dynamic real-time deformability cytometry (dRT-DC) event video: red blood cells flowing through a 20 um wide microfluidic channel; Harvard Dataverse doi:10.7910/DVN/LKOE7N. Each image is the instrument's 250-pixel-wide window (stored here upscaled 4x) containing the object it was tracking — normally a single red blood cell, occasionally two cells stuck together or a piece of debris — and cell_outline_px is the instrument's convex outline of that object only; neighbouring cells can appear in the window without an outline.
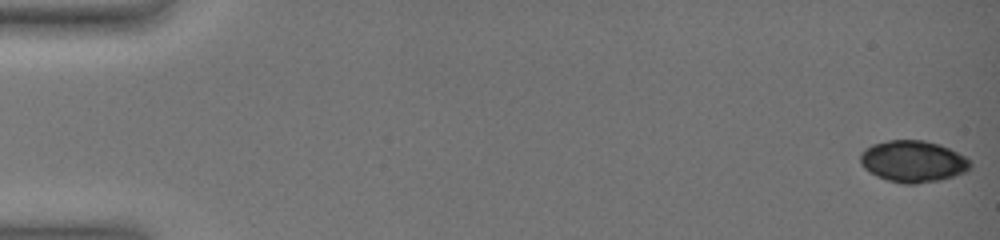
{"species": "common noctule bat (a hibernating species)", "species_latin": "Nyctalus noctula", "temperature_condition": "warm", "stored_images_in_passage": 37, "camera_frame_rate_fps": 3000, "um_per_image_px": 0.085, "animal": {"sex": "female", "body_mass_g": 19.0, "forearm_length_mm": 51.5}, "frame": {"image": 1, "passage_image": 1, "time_ms": 0.0, "image_size_px": [1000, 240], "cell_outline_px": [[972, 164], [968, 172], [940, 180], [916, 184], [904, 184], [888, 180], [876, 176], [868, 172], [860, 164], [860, 152], [864, 148], [872, 144], [888, 140], [924, 140], [940, 144], [972, 160]], "centroid_in_image_um": [77.6, 13.72], "position_along_channel_um": 7.4, "area_um2": 27.05}}
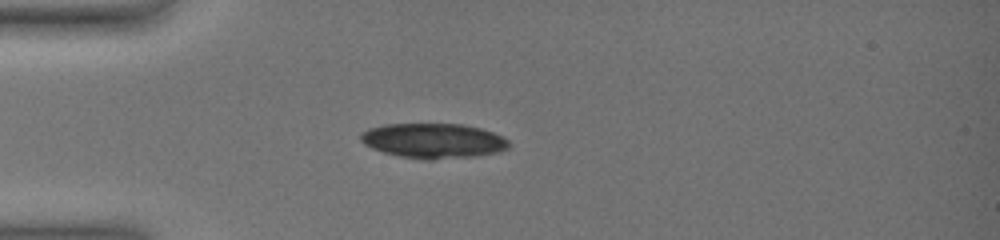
{"frame": {"image": 2, "passage_image": 25, "time_ms": 5.333, "image_size_px": [1000, 240], "cell_outline_px": [[512, 144], [508, 148], [496, 152], [476, 156], [432, 160], [424, 160], [400, 156], [384, 152], [372, 148], [364, 144], [360, 140], [360, 132], [368, 128], [384, 124], [464, 124], [480, 128], [504, 136]], "centroid_in_image_um": [36.84, 11.96], "position_along_channel_um": 48.2, "area_um2": 30.4}}
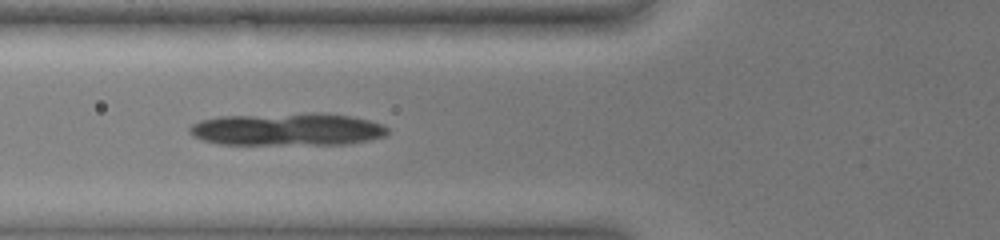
{"frame": {"image": 3, "passage_image": 36, "time_ms": 7.333, "image_size_px": [1000, 240], "cell_outline_px": [[388, 136], [348, 144], [220, 144], [200, 140], [192, 136], [188, 132], [188, 128], [192, 124], [200, 120], [220, 116], [308, 112], [328, 112], [352, 116], [384, 124], [388, 128]], "centroid_in_image_um": [24.44, 10.97], "position_along_channel_um": 101.4, "area_um2": 38.44}}